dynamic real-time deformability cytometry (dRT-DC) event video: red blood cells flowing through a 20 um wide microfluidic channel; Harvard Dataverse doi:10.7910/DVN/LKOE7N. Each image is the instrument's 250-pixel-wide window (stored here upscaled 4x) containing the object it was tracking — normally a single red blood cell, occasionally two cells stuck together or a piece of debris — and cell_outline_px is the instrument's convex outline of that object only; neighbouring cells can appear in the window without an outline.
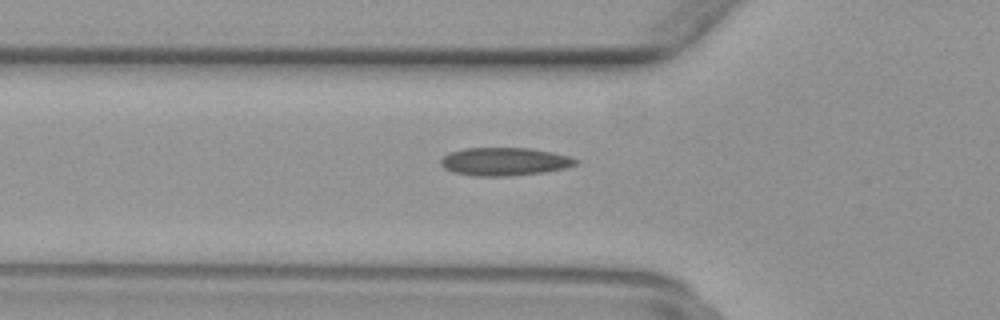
{"species": "common noctule bat (a hibernating species)", "species_latin": "Nyctalus noctula", "temperature_condition": "warm", "stored_images_in_passage": 39, "camera_frame_rate_fps": 3000, "um_per_image_px": 0.085, "animal": {"sex": "female", "body_mass_g": 29.2, "forearm_length_mm": 56.3}, "frame": {"image": 1, "passage_image": 6, "time_ms": 1.667, "image_size_px": [1000, 320], "cell_outline_px": [[580, 160], [576, 164], [568, 168], [544, 172], [512, 176], [476, 176], [452, 172], [444, 168], [440, 164], [440, 160], [448, 152], [464, 148], [528, 148], [552, 152], [568, 156]], "centroid_in_image_um": [42.88, 13.74], "position_along_channel_um": 82.9, "area_um2": 22.25}}
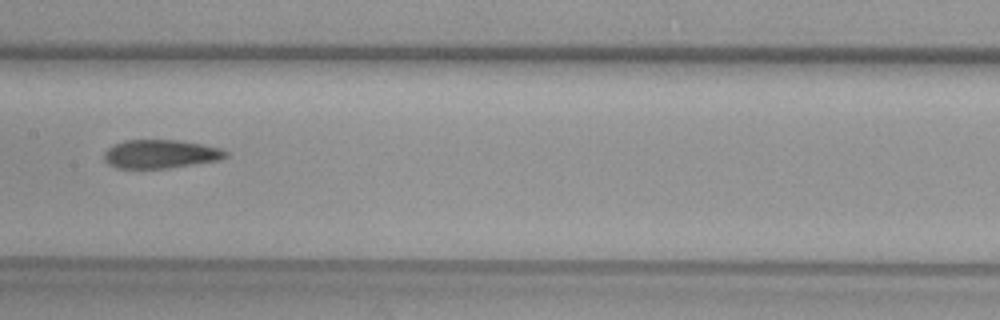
{"frame": {"image": 2, "passage_image": 14, "time_ms": 4.333, "image_size_px": [1000, 320], "cell_outline_px": [[228, 156], [216, 160], [164, 168], [116, 168], [108, 164], [104, 160], [104, 152], [112, 144], [124, 140], [176, 140], [204, 144], [220, 148], [228, 152]], "centroid_in_image_um": [13.59, 13.07], "position_along_channel_um": 193.8, "area_um2": 20.11}}
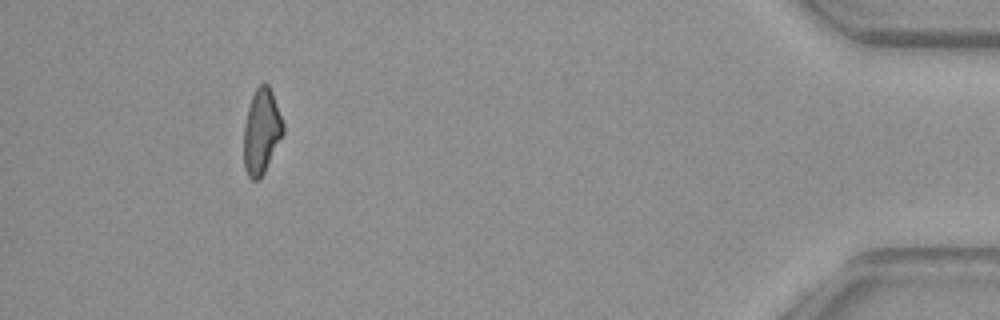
{"frame": {"image": 3, "passage_image": 35, "time_ms": 11.333, "image_size_px": [1000, 320], "cell_outline_px": [[284, 132], [264, 172], [256, 180], [252, 180], [248, 176], [244, 168], [244, 124], [248, 108], [252, 96], [256, 88], [264, 80], [268, 84], [272, 92], [284, 124]], "centroid_in_image_um": [22.22, 11.14], "position_along_channel_um": 413.0, "area_um2": 19.36}}